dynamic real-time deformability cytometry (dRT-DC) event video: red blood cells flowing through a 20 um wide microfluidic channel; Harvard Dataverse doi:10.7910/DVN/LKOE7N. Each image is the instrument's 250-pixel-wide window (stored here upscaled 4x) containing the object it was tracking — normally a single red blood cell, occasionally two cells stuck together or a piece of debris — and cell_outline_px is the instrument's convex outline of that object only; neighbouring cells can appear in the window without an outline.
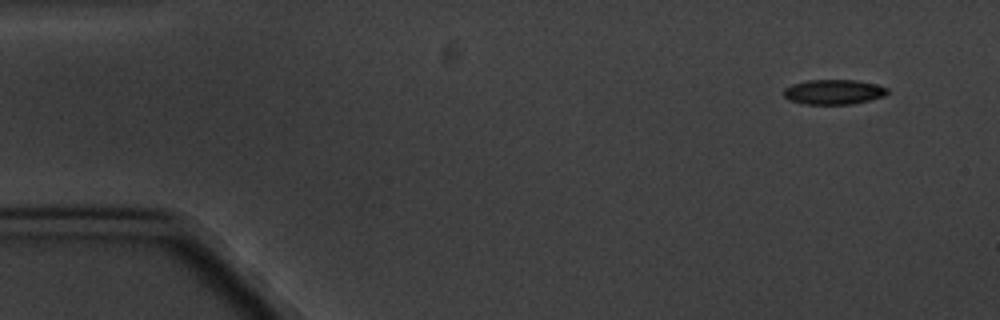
{"species": "common noctule bat (a hibernating species)", "species_latin": "Nyctalus noctula", "temperature_condition": "cold", "stored_images_in_passage": 10, "camera_frame_rate_fps": 3000, "um_per_image_px": 0.085, "animal": {"sex": "male", "body_mass_g": 20.1, "forearm_length_mm": 53.5}, "frame": {"image": 1, "passage_image": 1, "time_ms": 0.0, "image_size_px": [1000, 320], "cell_outline_px": [[888, 92], [884, 96], [852, 104], [804, 104], [788, 100], [784, 96], [784, 88], [792, 84], [808, 80], [856, 80], [876, 84], [888, 88]], "centroid_in_image_um": [70.84, 7.81], "position_along_channel_um": 14.2, "area_um2": 15.03}}
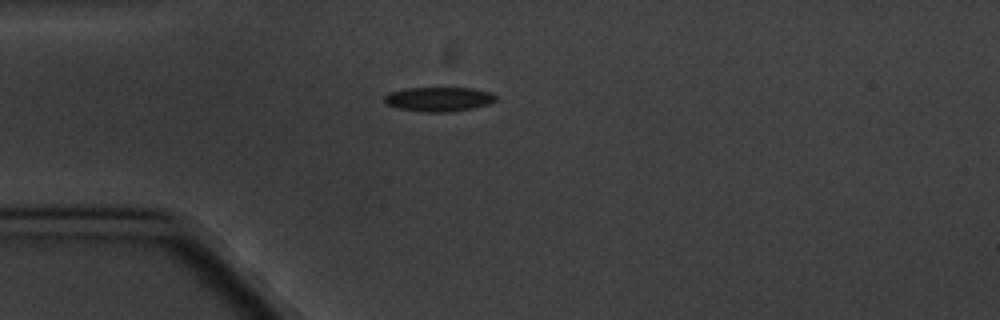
{"frame": {"image": 2, "passage_image": 4, "time_ms": 3.667, "image_size_px": [1000, 320], "cell_outline_px": [[496, 100], [488, 104], [472, 108], [452, 112], [420, 112], [396, 108], [388, 104], [384, 100], [384, 96], [388, 92], [408, 88], [472, 88], [492, 92], [496, 96]], "centroid_in_image_um": [37.29, 8.43], "position_along_channel_um": 47.7, "area_um2": 15.95}}
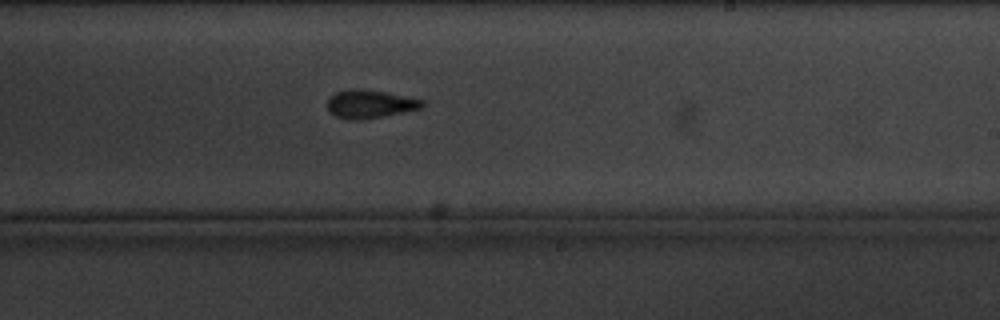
{"frame": {"image": 3, "passage_image": 10, "time_ms": 10.333, "image_size_px": [1000, 320], "cell_outline_px": [[424, 104], [420, 108], [404, 112], [384, 116], [356, 120], [348, 120], [336, 116], [328, 112], [328, 96], [336, 92], [352, 88], [360, 88], [388, 92], [424, 100]], "centroid_in_image_um": [31.41, 8.83], "position_along_channel_um": 257.6, "area_um2": 15.78}}